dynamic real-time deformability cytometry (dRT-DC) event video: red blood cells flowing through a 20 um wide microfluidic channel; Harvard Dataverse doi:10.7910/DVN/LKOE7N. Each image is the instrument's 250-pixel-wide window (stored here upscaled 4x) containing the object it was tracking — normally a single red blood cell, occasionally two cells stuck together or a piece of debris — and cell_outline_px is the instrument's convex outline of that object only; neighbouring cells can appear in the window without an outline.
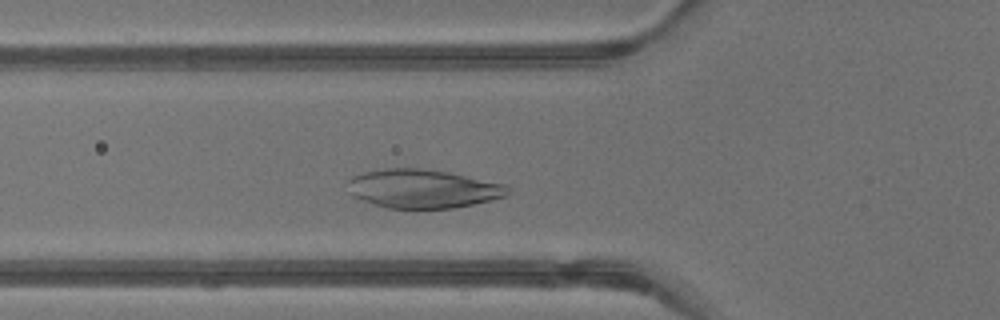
{"species": "common noctule bat (a hibernating species)", "species_latin": "Nyctalus noctula", "temperature_condition": "warm", "stored_images_in_passage": 32, "camera_frame_rate_fps": 3000, "um_per_image_px": 0.085, "animal": {"sex": "male", "body_mass_g": 13.3}, "frame": {"image": 1, "passage_image": 9, "time_ms": 2.667, "image_size_px": [1000, 320], "cell_outline_px": [[512, 192], [504, 196], [492, 200], [452, 208], [388, 208], [372, 204], [360, 200], [352, 196], [348, 180], [352, 176], [364, 172], [384, 168], [420, 168], [448, 172], [504, 184]], "centroid_in_image_um": [35.92, 16.04], "position_along_channel_um": 89.9, "area_um2": 35.95}}
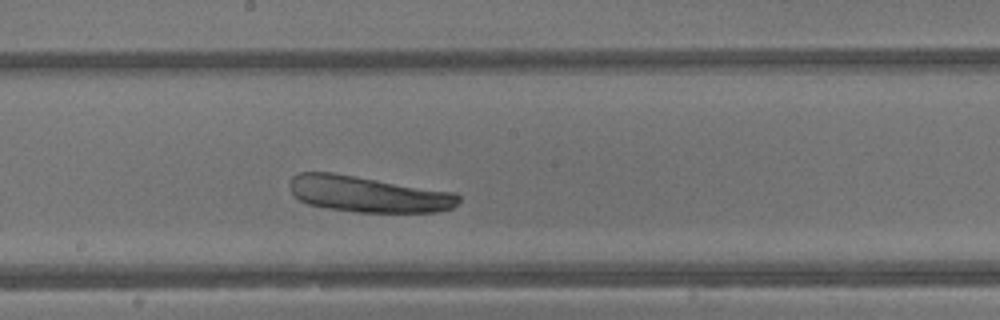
{"frame": {"image": 2, "passage_image": 17, "time_ms": 5.333, "image_size_px": [1000, 320], "cell_outline_px": [[460, 200], [452, 208], [440, 212], [356, 212], [328, 208], [308, 204], [300, 200], [292, 192], [288, 184], [292, 176], [300, 172], [332, 172], [456, 192], [460, 196]], "centroid_in_image_um": [31.3, 16.49], "position_along_channel_um": 216.9, "area_um2": 35.66}}
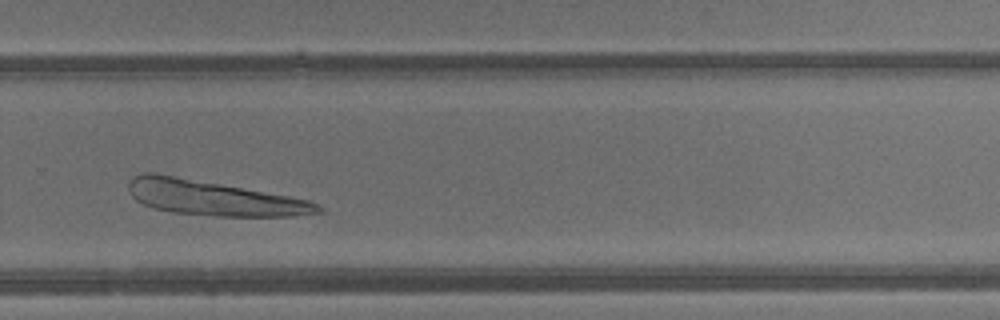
{"frame": {"image": 3, "passage_image": 23, "time_ms": 7.333, "image_size_px": [1000, 320], "cell_outline_px": [[324, 212], [292, 216], [216, 216], [172, 212], [152, 208], [136, 200], [132, 196], [128, 188], [128, 180], [132, 176], [144, 172], [156, 172], [288, 196], [308, 200], [324, 208]], "centroid_in_image_um": [18.09, 16.82], "position_along_channel_um": 311.7, "area_um2": 38.49}}